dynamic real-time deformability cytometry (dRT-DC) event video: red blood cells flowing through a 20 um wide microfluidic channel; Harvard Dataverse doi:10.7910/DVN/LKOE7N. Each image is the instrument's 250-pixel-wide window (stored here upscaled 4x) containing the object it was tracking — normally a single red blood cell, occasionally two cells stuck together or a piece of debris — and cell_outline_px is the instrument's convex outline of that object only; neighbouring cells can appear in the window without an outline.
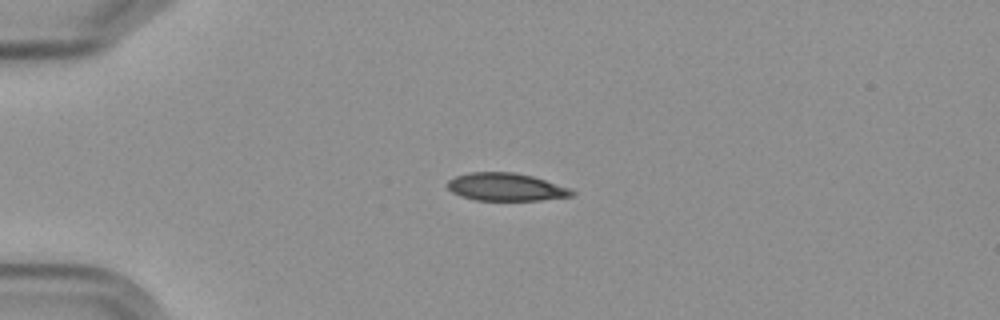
{"species": "Egyptian fruit bat (a non-hibernating species)", "species_latin": "Rousettus aegyptiacus", "temperature_condition": "cold", "stored_images_in_passage": 5, "camera_frame_rate_fps": 3000, "um_per_image_px": 0.085, "frame": {"image": 1, "passage_image": 4, "time_ms": 3.333, "image_size_px": [1000, 320], "cell_outline_px": [[576, 192], [572, 196], [540, 200], [476, 200], [460, 196], [452, 192], [444, 184], [448, 180], [456, 176], [472, 172], [512, 172], [532, 176], [572, 188]], "centroid_in_image_um": [43.0, 15.89], "position_along_channel_um": 42.0, "area_um2": 20.23}}